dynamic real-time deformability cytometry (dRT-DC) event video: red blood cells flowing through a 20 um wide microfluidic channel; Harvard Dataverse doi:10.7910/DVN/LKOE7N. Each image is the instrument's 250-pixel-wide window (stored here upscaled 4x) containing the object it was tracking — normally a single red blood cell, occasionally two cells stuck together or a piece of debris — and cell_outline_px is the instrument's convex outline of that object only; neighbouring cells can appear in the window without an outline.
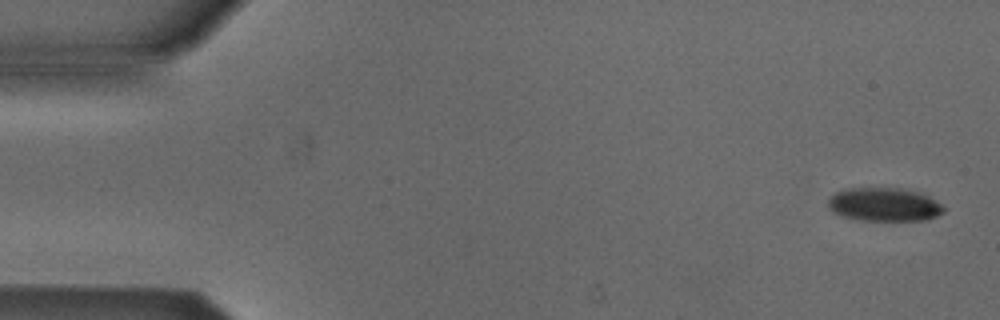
{"species": "Egyptian fruit bat (a non-hibernating species)", "species_latin": "Rousettus aegyptiacus", "temperature_condition": "cold", "stored_images_in_passage": 6, "camera_frame_rate_fps": 3000, "um_per_image_px": 0.085, "animal": {"sex": "male"}, "frame": {"image": 1, "passage_image": 1, "time_ms": 0.0, "image_size_px": [1000, 320], "cell_outline_px": [[944, 212], [928, 220], [860, 220], [844, 216], [832, 212], [828, 208], [828, 200], [836, 192], [844, 188], [900, 188], [920, 192], [928, 196], [940, 204], [944, 208]], "centroid_in_image_um": [75.14, 17.38], "position_along_channel_um": 9.9, "area_um2": 22.54}}
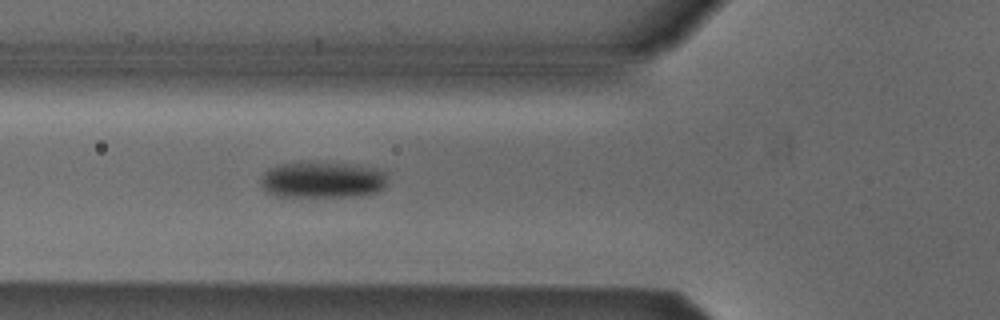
{"frame": {"image": 2, "passage_image": 6, "time_ms": 5.667, "image_size_px": [1000, 320], "cell_outline_px": [[384, 188], [376, 192], [356, 196], [276, 196], [268, 192], [260, 184], [260, 176], [264, 172], [280, 164], [308, 160], [312, 160], [348, 164], [372, 168], [384, 172]], "centroid_in_image_um": [27.33, 15.26], "position_along_channel_um": 98.5, "area_um2": 26.88}}